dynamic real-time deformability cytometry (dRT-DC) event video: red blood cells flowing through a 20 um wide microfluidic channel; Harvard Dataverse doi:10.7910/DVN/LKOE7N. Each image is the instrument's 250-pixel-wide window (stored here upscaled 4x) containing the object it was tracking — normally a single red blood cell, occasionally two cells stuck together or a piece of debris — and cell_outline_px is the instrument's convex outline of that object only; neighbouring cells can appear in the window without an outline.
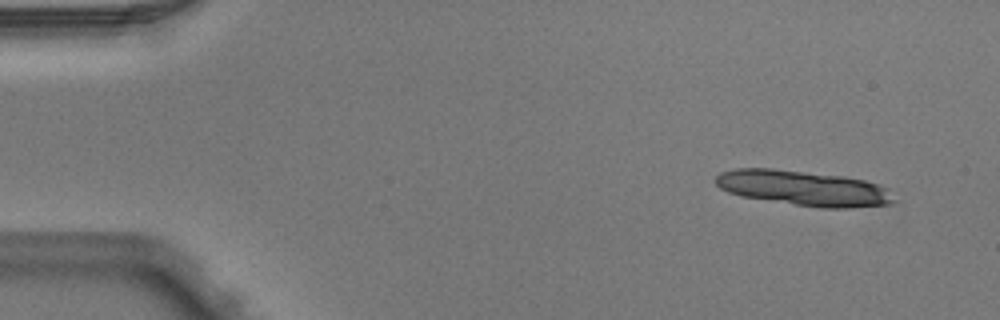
{"species": "Egyptian fruit bat (a non-hibernating species)", "species_latin": "Rousettus aegyptiacus", "temperature_condition": "warm", "stored_images_in_passage": 3, "camera_frame_rate_fps": 3000, "um_per_image_px": 0.085, "animal": {"sex": "male"}, "frame": {"image": 1, "passage_image": 1, "time_ms": 0.0, "image_size_px": [1000, 320], "cell_outline_px": [[896, 200], [888, 204], [848, 208], [824, 208], [796, 204], [744, 196], [728, 192], [720, 188], [716, 184], [716, 176], [720, 172], [736, 168], [772, 168], [844, 176], [864, 180], [880, 184], [888, 188]], "centroid_in_image_um": [68.33, 15.98], "position_along_channel_um": 16.7, "area_um2": 36.3}}